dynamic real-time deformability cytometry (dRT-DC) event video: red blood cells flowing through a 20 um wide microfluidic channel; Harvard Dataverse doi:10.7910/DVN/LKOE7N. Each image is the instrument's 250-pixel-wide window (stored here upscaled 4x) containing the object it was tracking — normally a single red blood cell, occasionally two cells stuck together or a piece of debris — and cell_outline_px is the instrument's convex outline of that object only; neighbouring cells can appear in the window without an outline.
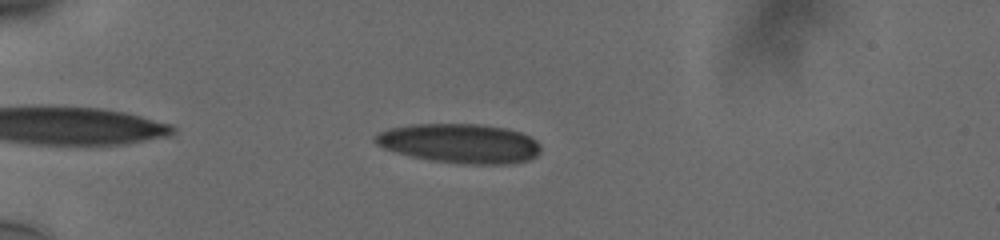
{"species": "human", "species_latin": "Homo sapiens", "temperature_condition": "cold", "stored_images_in_passage": 46, "camera_frame_rate_fps": 3000, "um_per_image_px": 0.085, "donor": {"sex": "male"}, "frame": {"image": 1, "passage_image": 6, "time_ms": 1.667, "image_size_px": [1000, 240], "cell_outline_px": [[540, 152], [536, 156], [528, 160], [508, 164], [464, 164], [428, 160], [396, 152], [384, 148], [376, 144], [372, 140], [372, 136], [376, 132], [388, 128], [412, 124], [480, 124], [508, 128], [520, 132], [536, 140], [540, 144]], "centroid_in_image_um": [39.05, 12.18], "position_along_channel_um": 46.0, "area_um2": 38.38}}
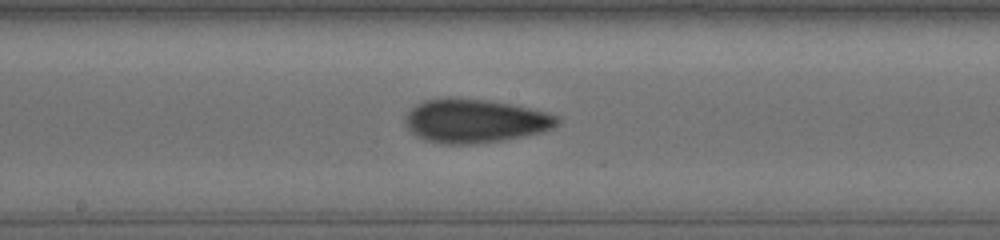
{"frame": {"image": 2, "passage_image": 22, "time_ms": 7.0, "image_size_px": [1000, 240], "cell_outline_px": [[560, 120], [552, 128], [544, 132], [504, 140], [472, 144], [440, 144], [424, 140], [416, 136], [408, 128], [408, 112], [412, 108], [424, 100], [484, 100], [508, 104], [548, 112], [556, 116]], "centroid_in_image_um": [40.42, 10.32], "position_along_channel_um": 207.8, "area_um2": 37.69}}
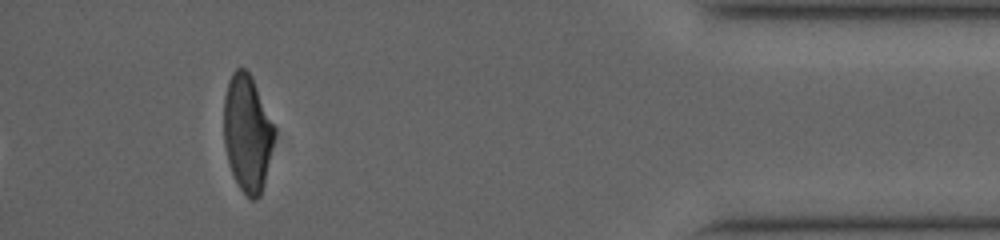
{"frame": {"image": 3, "passage_image": 42, "time_ms": 13.667, "image_size_px": [1000, 240], "cell_outline_px": [[276, 132], [264, 184], [260, 196], [256, 200], [252, 200], [240, 188], [228, 164], [224, 144], [224, 96], [228, 80], [232, 72], [236, 68], [244, 68], [248, 72], [256, 88]], "centroid_in_image_um": [21.0, 11.34], "position_along_channel_um": 414.2, "area_um2": 33.99}, "authors_computed_cell_mechanics": {"area_um2": 36.5874, "velocity_mm_per_s": 3.7977, "shape_relaxation_time_tau1_ms": 8.8477, "shape_relaxation_time_tau2_ms": 2.0943, "deformation_change_tau1": 0.2325, "deformation_change_tau2": 0.0819}}